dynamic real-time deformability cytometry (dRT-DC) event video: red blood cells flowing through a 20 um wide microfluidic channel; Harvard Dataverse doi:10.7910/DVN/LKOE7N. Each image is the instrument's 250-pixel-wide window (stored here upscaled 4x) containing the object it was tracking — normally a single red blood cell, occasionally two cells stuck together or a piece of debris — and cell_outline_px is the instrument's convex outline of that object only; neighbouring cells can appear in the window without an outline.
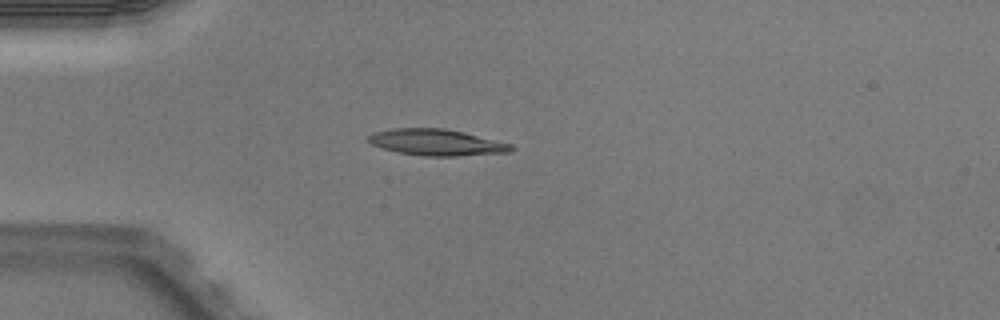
{"species": "Egyptian fruit bat (a non-hibernating species)", "species_latin": "Rousettus aegyptiacus", "temperature_condition": "warm", "stored_images_in_passage": 3, "camera_frame_rate_fps": 3000, "um_per_image_px": 0.085, "animal": {"sex": "male"}, "frame": {"image": 1, "passage_image": 3, "time_ms": 0.667, "image_size_px": [1000, 320], "cell_outline_px": [[516, 148], [512, 152], [456, 156], [424, 156], [400, 152], [384, 148], [372, 144], [368, 140], [368, 136], [372, 132], [392, 128], [444, 128], [464, 132], [512, 144]], "centroid_in_image_um": [37.15, 12.09], "position_along_channel_um": 47.9, "area_um2": 21.91}}